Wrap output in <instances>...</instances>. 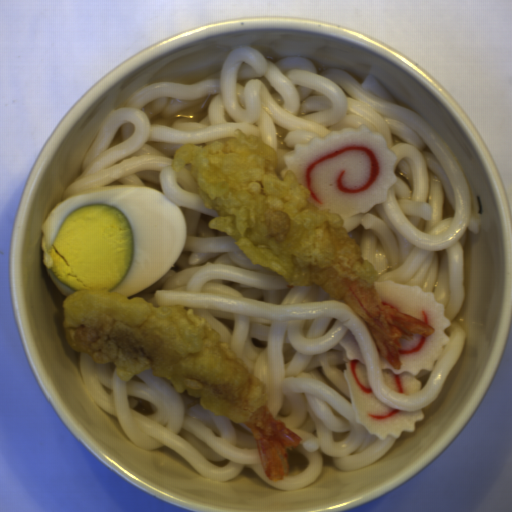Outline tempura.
Segmentation results:
<instances>
[{
  "label": "tempura",
  "mask_w": 512,
  "mask_h": 512,
  "mask_svg": "<svg viewBox=\"0 0 512 512\" xmlns=\"http://www.w3.org/2000/svg\"><path fill=\"white\" fill-rule=\"evenodd\" d=\"M171 166L191 169L208 227L224 233L253 265L287 287L318 284L365 324L377 349L401 369L402 340L435 328L382 303L379 271L363 259L339 213L319 208L294 171L280 173L276 148L241 128L231 136L179 146Z\"/></svg>",
  "instance_id": "8679c707"
},
{
  "label": "tempura",
  "mask_w": 512,
  "mask_h": 512,
  "mask_svg": "<svg viewBox=\"0 0 512 512\" xmlns=\"http://www.w3.org/2000/svg\"><path fill=\"white\" fill-rule=\"evenodd\" d=\"M62 326L70 350L112 363L121 380L151 371L203 410L243 424L266 478L290 475V452L302 437L274 418L266 384L194 309L79 289L62 300Z\"/></svg>",
  "instance_id": "d4f62c59"
}]
</instances>
